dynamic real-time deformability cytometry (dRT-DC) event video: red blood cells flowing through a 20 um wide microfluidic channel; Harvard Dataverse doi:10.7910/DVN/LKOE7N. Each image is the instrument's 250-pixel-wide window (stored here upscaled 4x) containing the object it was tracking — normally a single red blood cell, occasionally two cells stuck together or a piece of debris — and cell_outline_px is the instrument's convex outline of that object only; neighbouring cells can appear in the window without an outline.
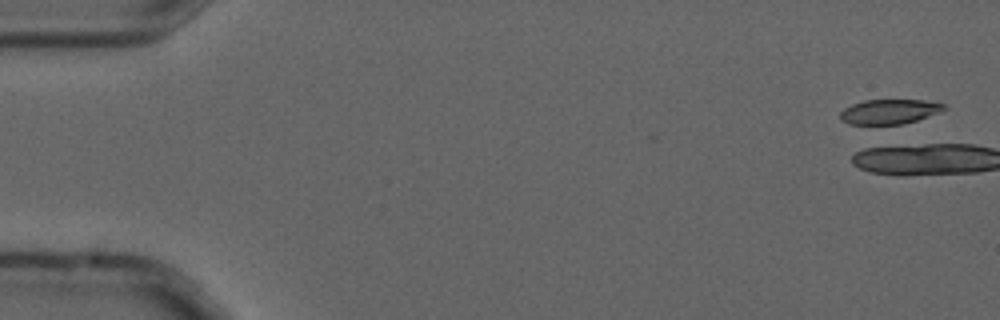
{"species": "common noctule bat (a hibernating species)", "species_latin": "Nyctalus noctula", "temperature_condition": "cold", "stored_images_in_passage": 5, "camera_frame_rate_fps": 3000, "um_per_image_px": 0.085, "animal": {"sex": "male", "forearm_length_mm": 52.5}, "frame": {"image": 1, "passage_image": 1, "time_ms": 0.0, "image_size_px": [1000, 320], "cell_outline_px": [[948, 108], [940, 112], [904, 124], [848, 124], [840, 120], [840, 112], [844, 108], [852, 104], [864, 100], [924, 100], [944, 104]], "centroid_in_image_um": [75.58, 9.48], "position_along_channel_um": 9.4, "area_um2": 14.97}}